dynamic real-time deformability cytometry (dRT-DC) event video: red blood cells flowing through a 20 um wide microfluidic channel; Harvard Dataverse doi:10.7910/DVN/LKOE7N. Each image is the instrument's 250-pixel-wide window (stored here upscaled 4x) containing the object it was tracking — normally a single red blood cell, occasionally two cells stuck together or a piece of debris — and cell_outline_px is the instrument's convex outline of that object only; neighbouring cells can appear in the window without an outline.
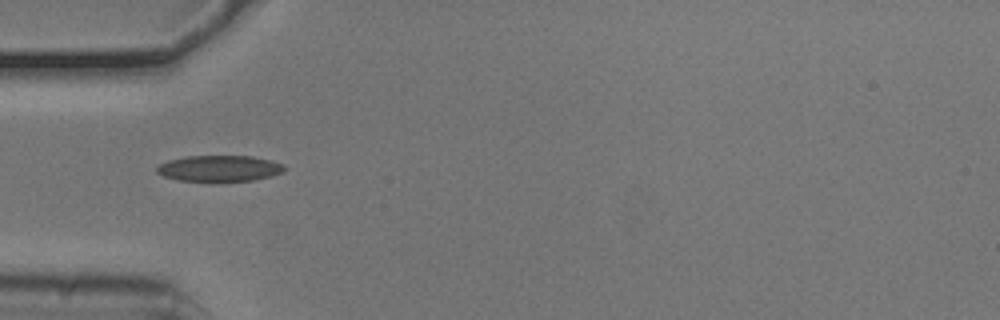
{"species": "common noctule bat (a hibernating species)", "species_latin": "Nyctalus noctula", "temperature_condition": "cold", "stored_images_in_passage": 38, "camera_frame_rate_fps": 3000, "um_per_image_px": 0.085, "animal": {"sex": "male", "body_mass_g": 20.5, "forearm_length_mm": 52.5}, "frame": {"image": 1, "passage_image": 1, "time_ms": 0.0, "image_size_px": [1000, 320], "cell_outline_px": [[288, 168], [284, 172], [252, 180], [180, 180], [164, 176], [156, 172], [156, 168], [160, 164], [168, 160], [184, 156], [252, 156], [272, 160], [284, 164]], "centroid_in_image_um": [18.68, 14.28], "position_along_channel_um": 66.3, "area_um2": 19.13}}
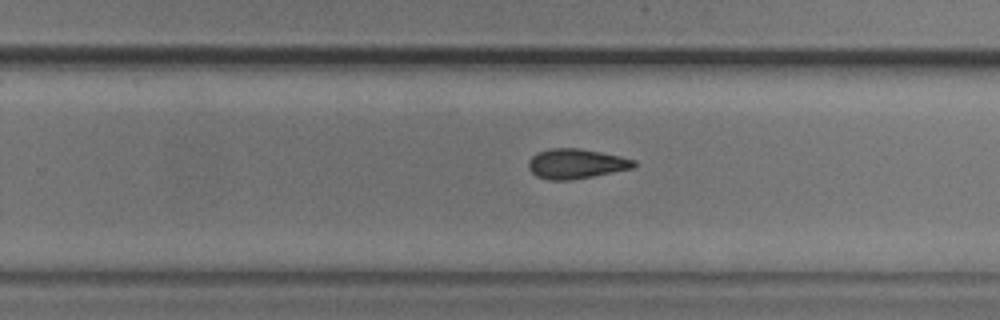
{"frame": {"image": 2, "passage_image": 18, "time_ms": 5.667, "image_size_px": [1000, 320], "cell_outline_px": [[636, 164], [632, 168], [592, 176], [568, 180], [552, 180], [536, 176], [528, 168], [528, 160], [536, 152], [552, 148], [580, 148], [620, 156], [636, 160]], "centroid_in_image_um": [48.93, 13.9], "position_along_channel_um": 280.9, "area_um2": 18.21}}
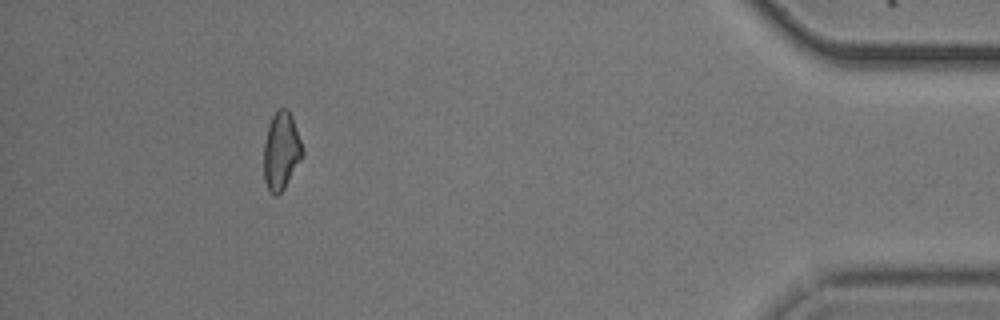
{"frame": {"image": 3, "passage_image": 33, "time_ms": 10.667, "image_size_px": [1000, 320], "cell_outline_px": [[304, 156], [284, 188], [276, 196], [268, 192], [264, 180], [264, 144], [268, 124], [276, 108], [288, 108], [292, 116], [304, 152]], "centroid_in_image_um": [23.9, 12.83], "position_along_channel_um": 411.3, "area_um2": 17.74}, "authors_computed_cell_mechanics": {"area_um2": 18.0047, "velocity_mm_per_s": 3.7779, "shape_relaxation_time_tau1_ms": 7.5225, "shape_relaxation_time_tau2_ms": 2.7414, "deformation_change_tau1": 0.1671, "deformation_change_tau2": 0.0959}}